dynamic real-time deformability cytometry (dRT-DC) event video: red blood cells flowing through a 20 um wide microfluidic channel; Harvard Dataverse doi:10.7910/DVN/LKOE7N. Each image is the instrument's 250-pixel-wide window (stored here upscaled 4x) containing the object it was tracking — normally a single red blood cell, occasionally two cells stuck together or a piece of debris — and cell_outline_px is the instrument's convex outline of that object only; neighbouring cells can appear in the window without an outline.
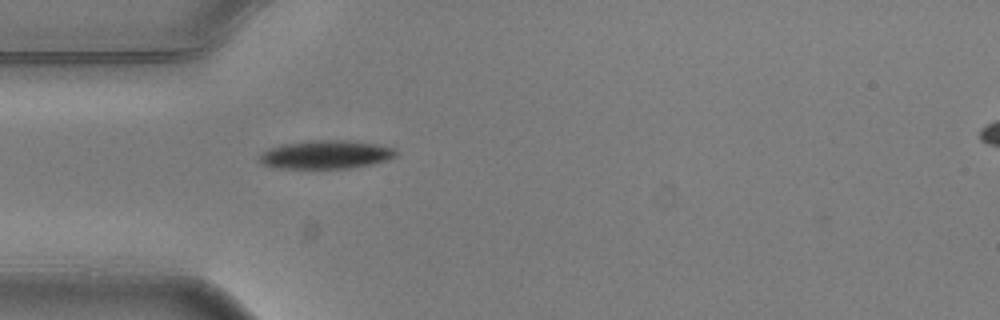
{"species": "common noctule bat (a hibernating species)", "species_latin": "Nyctalus noctula", "temperature_condition": "warm", "stored_images_in_passage": 1, "camera_frame_rate_fps": 3000, "um_per_image_px": 0.085, "animal": {"sex": "male", "body_mass_g": 20.5, "forearm_length_mm": 52.5}, "frame": {"image": 1, "passage_image": 1, "time_ms": 0.0, "image_size_px": [1000, 320], "cell_outline_px": [[400, 156], [388, 160], [372, 164], [348, 168], [276, 168], [260, 164], [256, 160], [268, 148], [280, 144], [312, 140], [348, 140], [376, 144], [396, 148], [400, 152]], "centroid_in_image_um": [27.73, 13.13], "position_along_channel_um": 57.3, "area_um2": 23.06}}